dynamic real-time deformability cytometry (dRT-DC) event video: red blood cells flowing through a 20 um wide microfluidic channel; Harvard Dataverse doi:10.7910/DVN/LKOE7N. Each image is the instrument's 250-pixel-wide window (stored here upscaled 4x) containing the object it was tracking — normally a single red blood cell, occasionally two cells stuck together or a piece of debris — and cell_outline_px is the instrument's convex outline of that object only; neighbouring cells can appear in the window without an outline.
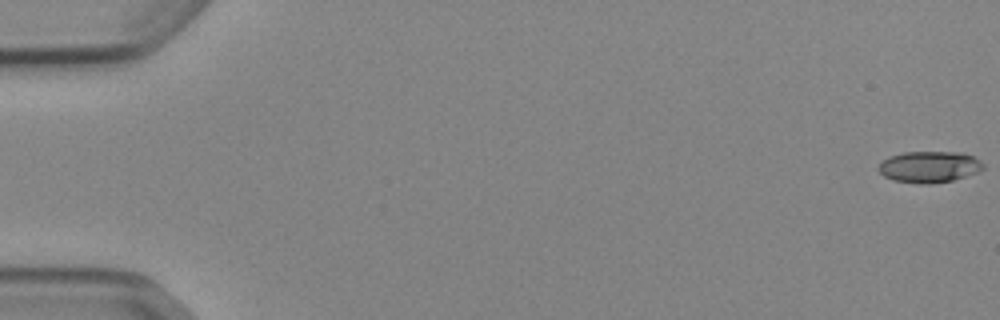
{"species": "Egyptian fruit bat (a non-hibernating species)", "species_latin": "Rousettus aegyptiacus", "temperature_condition": "cold", "stored_images_in_passage": 53, "camera_frame_rate_fps": 3000, "um_per_image_px": 0.085, "animal": {"sex": "female"}, "frame": {"image": 1, "passage_image": 1, "time_ms": 0.0, "image_size_px": [1000, 320], "cell_outline_px": [[984, 168], [976, 172], [952, 180], [928, 184], [920, 184], [892, 180], [884, 176], [876, 168], [888, 156], [904, 152], [964, 152], [980, 160], [984, 164]], "centroid_in_image_um": [78.97, 14.17], "position_along_channel_um": 6.0, "area_um2": 19.13}}
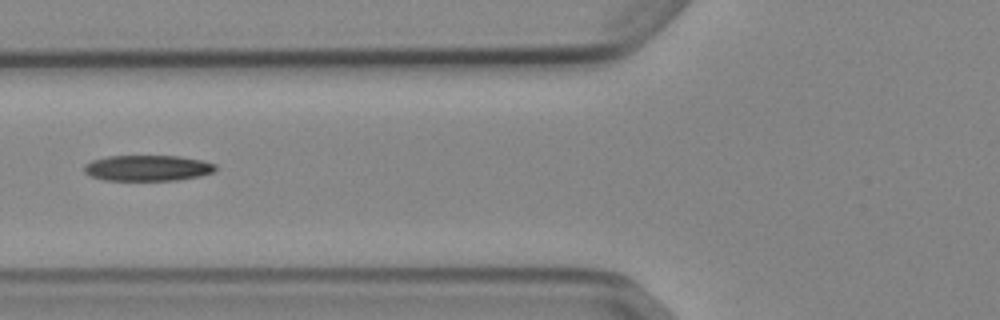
{"frame": {"image": 2, "passage_image": 22, "time_ms": 7.0, "image_size_px": [1000, 320], "cell_outline_px": [[216, 168], [212, 172], [200, 176], [176, 180], [104, 180], [88, 176], [84, 172], [84, 164], [92, 160], [108, 156], [180, 156], [200, 160], [216, 164]], "centroid_in_image_um": [12.5, 14.28], "position_along_channel_um": 113.3, "area_um2": 19.77}}
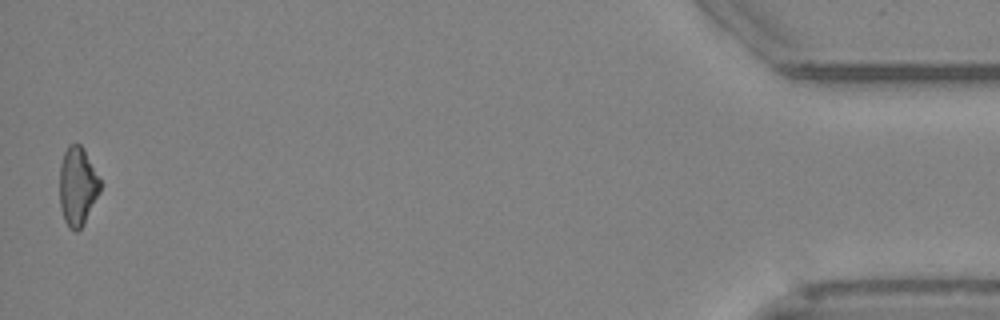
{"frame": {"image": 3, "passage_image": 53, "time_ms": 17.333, "image_size_px": [1000, 320], "cell_outline_px": [[100, 192], [84, 224], [76, 232], [68, 228], [64, 220], [60, 208], [60, 164], [64, 152], [68, 144], [80, 144], [84, 148], [100, 180]], "centroid_in_image_um": [6.58, 15.84], "position_along_channel_um": 428.6, "area_um2": 18.67}, "authors_computed_cell_mechanics": {"area_um2": 19.5942, "velocity_mm_per_s": 3.8966, "shape_relaxation_time_tau1_ms": 7.1832, "shape_relaxation_time_tau2_ms": 6.2683, "deformation_change_tau1": 0.172, "deformation_change_tau2": 0.1802}}